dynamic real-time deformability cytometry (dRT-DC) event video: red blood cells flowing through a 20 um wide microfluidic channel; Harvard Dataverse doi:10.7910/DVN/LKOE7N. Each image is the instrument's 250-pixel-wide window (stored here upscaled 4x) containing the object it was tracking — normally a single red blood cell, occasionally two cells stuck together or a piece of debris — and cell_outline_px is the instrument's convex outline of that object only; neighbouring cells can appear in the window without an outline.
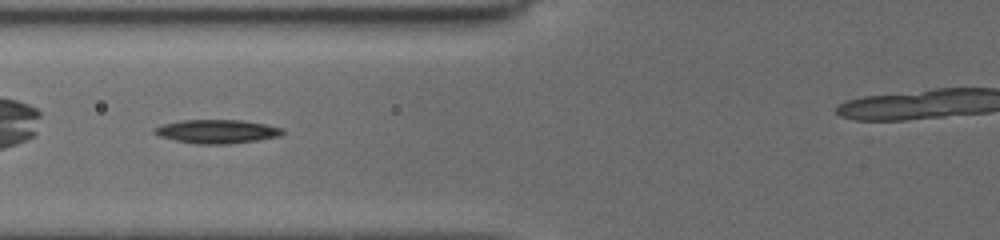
{"species": "common noctule bat (a hibernating species)", "species_latin": "Nyctalus noctula", "temperature_condition": "cold", "stored_images_in_passage": 21, "camera_frame_rate_fps": 3000, "um_per_image_px": 0.085, "animal": {"sex": "female", "body_mass_g": 19.5, "forearm_length_mm": 54.1}, "frame": {"image": 1, "passage_image": 3, "time_ms": 1.333, "image_size_px": [1000, 240], "cell_outline_px": [[284, 132], [280, 136], [256, 140], [228, 144], [196, 144], [176, 140], [160, 136], [152, 132], [156, 128], [164, 124], [184, 120], [244, 120], [284, 128]], "centroid_in_image_um": [18.48, 11.17], "position_along_channel_um": 107.3, "area_um2": 17.51}}
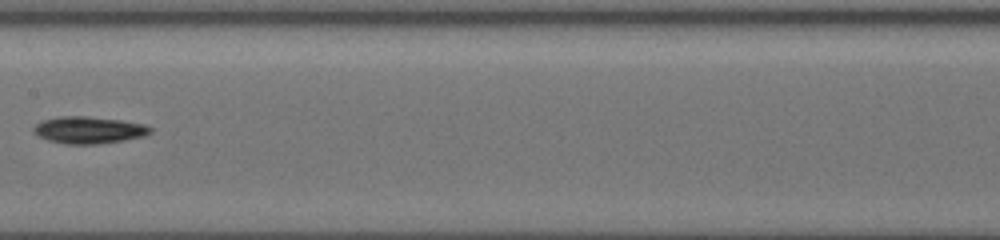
{"frame": {"image": 2, "passage_image": 7, "time_ms": 3.667, "image_size_px": [1000, 240], "cell_outline_px": [[152, 132], [144, 136], [124, 140], [96, 144], [68, 144], [48, 140], [40, 136], [32, 128], [36, 124], [44, 120], [60, 116], [84, 116], [120, 120], [144, 124], [152, 128]], "centroid_in_image_um": [7.58, 11.05], "position_along_channel_um": 199.8, "area_um2": 18.09}}
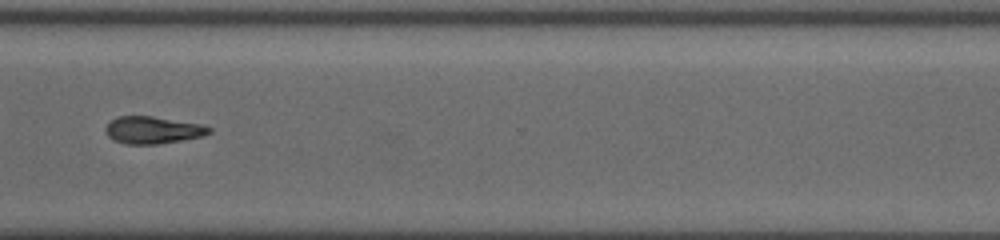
{"frame": {"image": 3, "passage_image": 17, "time_ms": 7.667, "image_size_px": [1000, 240], "cell_outline_px": [[212, 132], [204, 136], [184, 140], [156, 144], [124, 144], [112, 140], [108, 136], [104, 128], [116, 116], [152, 116], [204, 124], [212, 128]], "centroid_in_image_um": [13.02, 11.05], "position_along_channel_um": 357.6, "area_um2": 16.7}, "authors_computed_cell_mechanics": {"area_um2": 16.9354, "velocity_mm_per_s": 3.9468, "shape_relaxation_time_tau1_ms": 3.706, "shape_relaxation_time_tau2_ms": null, "deformation_change_tau1": 0.1106, "deformation_change_tau2": null}}